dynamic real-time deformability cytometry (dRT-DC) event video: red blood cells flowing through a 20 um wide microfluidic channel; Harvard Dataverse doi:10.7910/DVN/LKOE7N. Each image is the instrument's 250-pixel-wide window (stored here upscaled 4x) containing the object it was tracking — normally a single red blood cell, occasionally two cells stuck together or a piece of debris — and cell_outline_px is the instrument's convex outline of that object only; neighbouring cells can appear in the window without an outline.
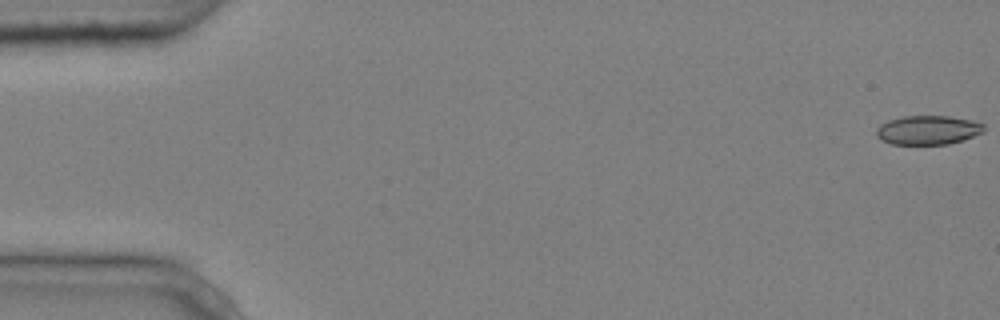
{"species": "common noctule bat (a hibernating species)", "species_latin": "Nyctalus noctula", "temperature_condition": "cold", "stored_images_in_passage": 5, "camera_frame_rate_fps": 3000, "um_per_image_px": 0.085, "animal": {"sex": "male", "body_mass_g": 20.4}, "frame": {"image": 1, "passage_image": 1, "time_ms": 0.0, "image_size_px": [1000, 320], "cell_outline_px": [[984, 132], [964, 140], [948, 144], [892, 144], [880, 140], [876, 136], [876, 128], [880, 124], [888, 120], [904, 116], [948, 116], [972, 120], [984, 124]], "centroid_in_image_um": [78.87, 11.06], "position_along_channel_um": 6.1, "area_um2": 18.38}}
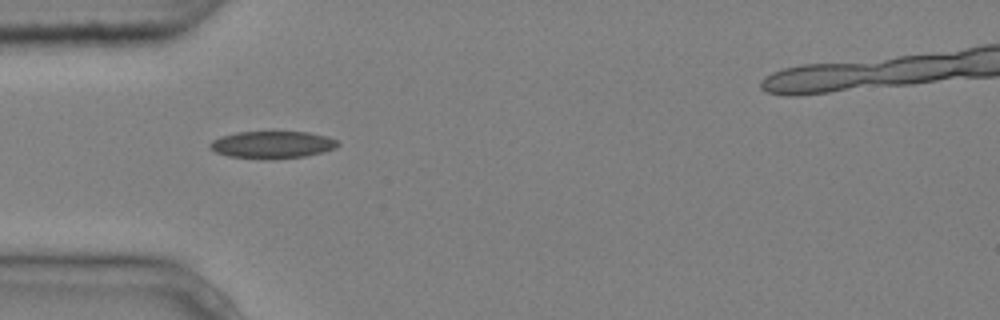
{"frame": {"image": 2, "passage_image": 5, "time_ms": 1.333, "image_size_px": [1000, 320], "cell_outline_px": [[340, 144], [336, 148], [304, 156], [276, 160], [260, 160], [228, 156], [216, 152], [208, 148], [208, 144], [212, 140], [220, 136], [236, 132], [308, 132], [328, 136], [336, 140]], "centroid_in_image_um": [23.1, 12.31], "position_along_channel_um": 61.9, "area_um2": 20.69}}